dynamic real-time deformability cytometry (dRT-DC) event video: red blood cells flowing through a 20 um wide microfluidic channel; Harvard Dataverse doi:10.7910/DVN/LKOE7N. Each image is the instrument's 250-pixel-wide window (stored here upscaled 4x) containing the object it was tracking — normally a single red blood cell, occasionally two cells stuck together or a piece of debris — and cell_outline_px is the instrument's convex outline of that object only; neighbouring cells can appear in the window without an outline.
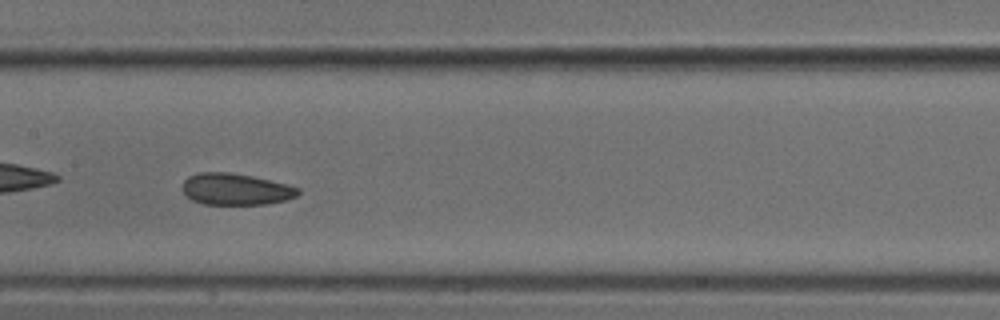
{"species": "common noctule bat (a hibernating species)", "species_latin": "Nyctalus noctula", "temperature_condition": "cold", "stored_images_in_passage": 29, "camera_frame_rate_fps": 3000, "um_per_image_px": 0.085, "animal": {"sex": "male", "body_mass_g": 18.8}, "frame": {"image": 1, "passage_image": 20, "time_ms": 6.333, "image_size_px": [1000, 320], "cell_outline_px": [[300, 192], [296, 196], [288, 200], [268, 204], [204, 204], [192, 200], [180, 188], [184, 180], [188, 176], [200, 172], [228, 172], [252, 176], [300, 188]], "centroid_in_image_um": [20.01, 16.08], "position_along_channel_um": 187.4, "area_um2": 21.27}}